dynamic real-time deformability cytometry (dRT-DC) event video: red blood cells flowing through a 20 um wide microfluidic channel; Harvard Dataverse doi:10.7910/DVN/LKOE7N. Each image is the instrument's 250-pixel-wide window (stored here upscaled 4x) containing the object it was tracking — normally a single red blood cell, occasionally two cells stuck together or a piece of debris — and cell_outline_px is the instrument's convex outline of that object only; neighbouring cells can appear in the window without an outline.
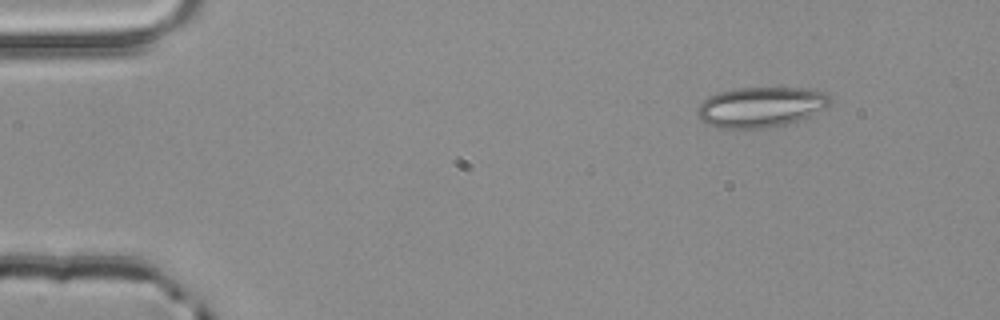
{"species": "common noctule bat (a hibernating species)", "species_latin": "Nyctalus noctula", "temperature_condition": "room temperature", "stored_images_in_passage": 4, "segment_of_instrument_passage": [1, 2], "camera_frame_rate_fps": 3000, "um_per_image_px": 0.085, "animal": {"sex": "male", "body_mass_g": 20.4}, "frame": {"image": 1, "passage_image": 1, "time_ms": 0.0, "image_size_px": [1000, 320], "cell_outline_px": [[832, 104], [812, 116], [804, 120], [788, 124], [768, 128], [716, 128], [704, 124], [700, 120], [696, 112], [700, 104], [708, 96], [720, 92], [736, 88], [804, 88], [828, 92], [832, 100]], "centroid_in_image_um": [64.72, 9.11], "position_along_channel_um": 20.3, "area_um2": 31.85}}